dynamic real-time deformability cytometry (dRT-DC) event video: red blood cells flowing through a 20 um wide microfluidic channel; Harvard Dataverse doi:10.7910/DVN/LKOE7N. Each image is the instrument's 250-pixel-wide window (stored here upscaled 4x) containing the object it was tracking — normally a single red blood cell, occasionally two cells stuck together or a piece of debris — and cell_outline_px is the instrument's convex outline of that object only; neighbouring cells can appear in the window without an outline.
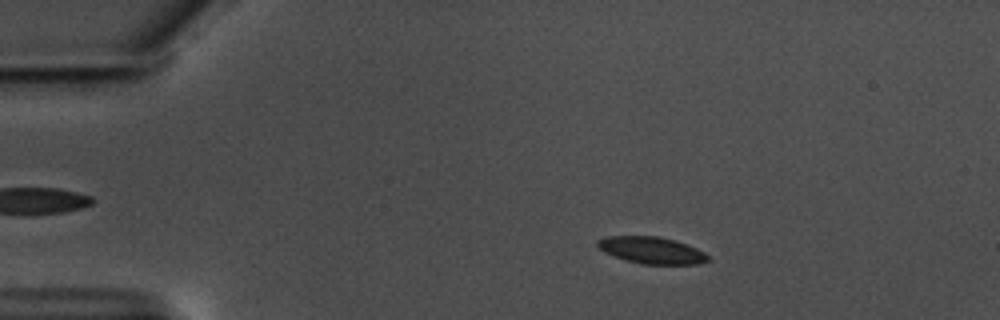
{"species": "common noctule bat (a hibernating species)", "species_latin": "Nyctalus noctula", "temperature_condition": "warm", "stored_images_in_passage": 50, "camera_frame_rate_fps": 3000, "um_per_image_px": 0.085, "animal": {"sex": "male", "body_mass_g": 17.5, "forearm_length_mm": 52.3}, "frame": {"image": 1, "passage_image": 11, "time_ms": 3.333, "image_size_px": [1000, 320], "cell_outline_px": [[712, 260], [700, 264], [640, 264], [624, 260], [604, 252], [596, 244], [596, 240], [608, 236], [656, 236], [676, 240], [696, 248], [704, 252]], "centroid_in_image_um": [55.4, 21.28], "position_along_channel_um": 29.6, "area_um2": 17.4}}
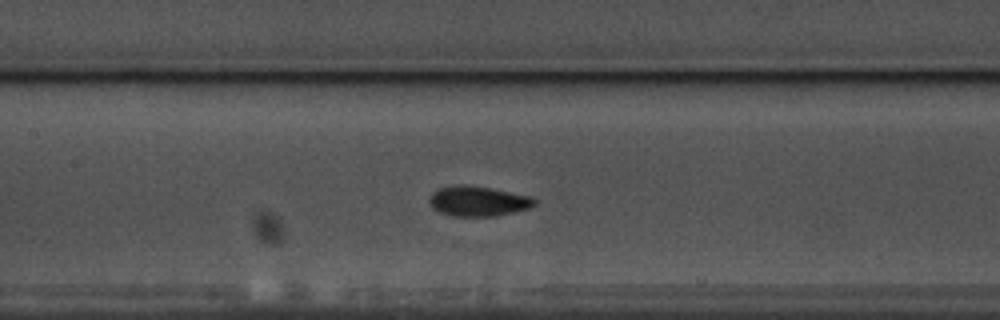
{"frame": {"image": 2, "passage_image": 28, "time_ms": 9.0, "image_size_px": [1000, 320], "cell_outline_px": [[536, 204], [532, 208], [496, 216], [452, 216], [440, 212], [432, 208], [428, 204], [428, 200], [432, 192], [440, 188], [460, 184], [488, 188], [532, 196], [536, 200]], "centroid_in_image_um": [40.64, 17.11], "position_along_channel_um": 166.8, "area_um2": 18.5}}
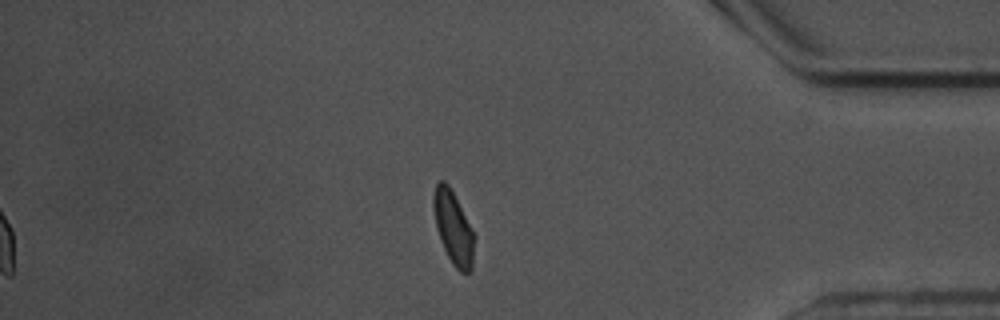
{"frame": {"image": 3, "passage_image": 50, "time_ms": 16.333, "image_size_px": [1000, 320], "cell_outline_px": [[472, 272], [460, 272], [452, 264], [440, 240], [436, 228], [432, 204], [432, 196], [436, 184], [440, 180], [444, 180], [448, 184], [472, 232]], "centroid_in_image_um": [38.46, 19.35], "position_along_channel_um": 396.7, "area_um2": 16.65}, "authors_computed_cell_mechanics": {"area_um2": 17.7446, "velocity_mm_per_s": 3.521, "shape_relaxation_time_tau1_ms": 3.2992, "shape_relaxation_time_tau2_ms": 1.361, "deformation_change_tau1": 0.0933, "deformation_change_tau2": 0.061}}